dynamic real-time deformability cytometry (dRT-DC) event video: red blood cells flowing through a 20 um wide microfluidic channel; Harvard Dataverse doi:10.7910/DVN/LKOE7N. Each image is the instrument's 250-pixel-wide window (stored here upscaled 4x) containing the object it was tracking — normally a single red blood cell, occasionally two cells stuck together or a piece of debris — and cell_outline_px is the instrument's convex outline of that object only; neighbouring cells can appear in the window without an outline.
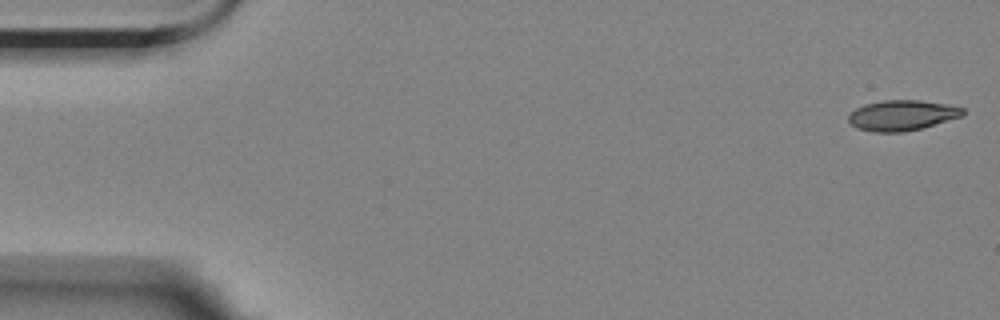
{"species": "Egyptian fruit bat (a non-hibernating species)", "species_latin": "Rousettus aegyptiacus", "temperature_condition": "room temperature", "stored_images_in_passage": 8, "camera_frame_rate_fps": 3000, "um_per_image_px": 0.085, "animal": {"sex": "female"}, "frame": {"image": 1, "passage_image": 1, "time_ms": 0.0, "image_size_px": [1000, 320], "cell_outline_px": [[964, 116], [920, 128], [904, 132], [872, 132], [856, 128], [848, 120], [848, 116], [856, 108], [864, 104], [884, 100], [920, 100], [944, 104], [964, 108]], "centroid_in_image_um": [76.66, 9.8], "position_along_channel_um": 8.3, "area_um2": 20.17}}